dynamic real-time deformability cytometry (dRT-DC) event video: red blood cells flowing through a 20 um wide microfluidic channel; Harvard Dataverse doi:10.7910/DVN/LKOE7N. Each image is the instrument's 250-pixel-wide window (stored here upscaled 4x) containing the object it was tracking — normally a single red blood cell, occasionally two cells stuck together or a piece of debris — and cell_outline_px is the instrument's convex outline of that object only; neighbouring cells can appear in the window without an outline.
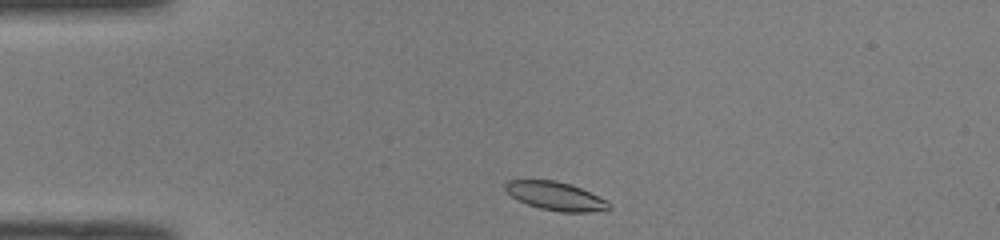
{"species": "common noctule bat (a hibernating species)", "species_latin": "Nyctalus noctula", "temperature_condition": "room temperature", "stored_images_in_passage": 40, "camera_frame_rate_fps": 3000, "um_per_image_px": 0.085, "animal": {"sex": "male", "body_mass_g": 19.0, "forearm_length_mm": 50.8}, "frame": {"image": 1, "passage_image": 1, "time_ms": 0.0, "image_size_px": [1000, 240], "cell_outline_px": [[612, 208], [588, 212], [560, 212], [540, 208], [528, 204], [512, 196], [504, 188], [504, 184], [508, 180], [556, 180], [572, 184], [612, 204]], "centroid_in_image_um": [47.21, 16.66], "position_along_channel_um": 37.8, "area_um2": 16.94}}
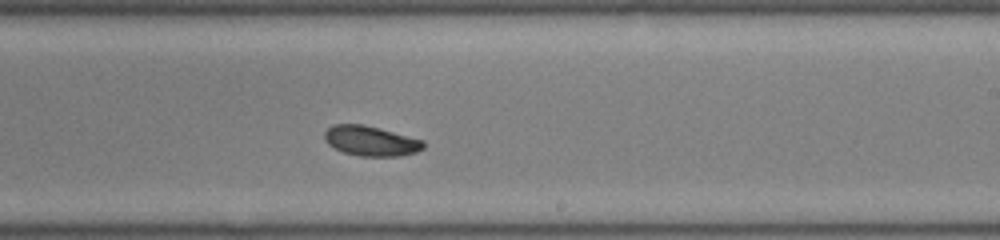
{"frame": {"image": 2, "passage_image": 20, "time_ms": 6.333, "image_size_px": [1000, 240], "cell_outline_px": [[424, 148], [416, 152], [400, 156], [360, 156], [344, 152], [328, 144], [324, 140], [324, 132], [332, 124], [364, 124], [380, 128], [424, 140]], "centroid_in_image_um": [31.52, 11.97], "position_along_channel_um": 257.5, "area_um2": 17.34}}
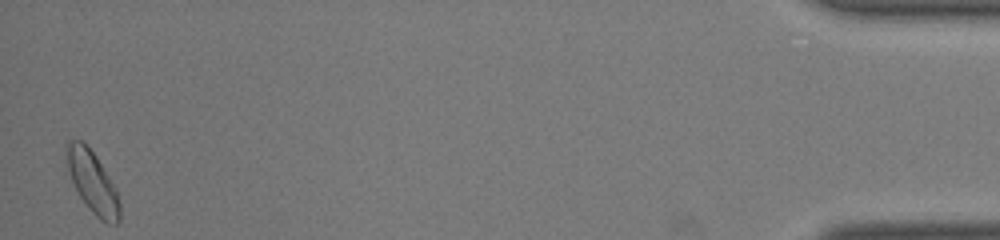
{"frame": {"image": 3, "passage_image": 39, "time_ms": 12.667, "image_size_px": [1000, 240], "cell_outline_px": [[120, 220], [116, 224], [108, 224], [100, 220], [88, 208], [80, 196], [72, 180], [68, 168], [64, 148], [68, 140], [80, 140], [96, 156], [116, 188], [120, 204]], "centroid_in_image_um": [7.88, 15.5], "position_along_channel_um": 427.3, "area_um2": 18.96}, "authors_computed_cell_mechanics": {"area_um2": 17.4845, "velocity_mm_per_s": 4.0487, "shape_relaxation_time_tau1_ms": 2.6195, "shape_relaxation_time_tau2_ms": 3.6432, "deformation_change_tau1": 0.1157, "deformation_change_tau2": 0.0645}}